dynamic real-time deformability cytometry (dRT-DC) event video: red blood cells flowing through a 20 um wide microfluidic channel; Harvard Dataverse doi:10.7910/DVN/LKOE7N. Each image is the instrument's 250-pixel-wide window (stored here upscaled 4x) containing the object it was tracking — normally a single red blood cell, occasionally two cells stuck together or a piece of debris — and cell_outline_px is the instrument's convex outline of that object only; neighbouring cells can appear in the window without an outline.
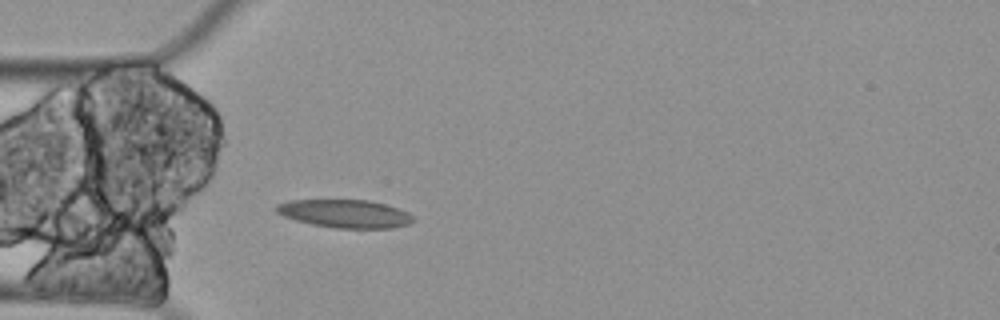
{"species": "Egyptian fruit bat (a non-hibernating species)", "species_latin": "Rousettus aegyptiacus", "temperature_condition": "cold", "stored_images_in_passage": 4, "camera_frame_rate_fps": 3000, "um_per_image_px": 0.085, "animal": {"sex": "female"}, "frame": {"image": 1, "passage_image": 4, "time_ms": 1.0, "image_size_px": [1000, 320], "cell_outline_px": [[416, 220], [408, 224], [392, 228], [336, 228], [312, 224], [296, 220], [284, 216], [276, 212], [276, 204], [292, 200], [368, 200], [384, 204], [408, 212]], "centroid_in_image_um": [29.33, 18.16], "position_along_channel_um": 55.7, "area_um2": 22.25}}